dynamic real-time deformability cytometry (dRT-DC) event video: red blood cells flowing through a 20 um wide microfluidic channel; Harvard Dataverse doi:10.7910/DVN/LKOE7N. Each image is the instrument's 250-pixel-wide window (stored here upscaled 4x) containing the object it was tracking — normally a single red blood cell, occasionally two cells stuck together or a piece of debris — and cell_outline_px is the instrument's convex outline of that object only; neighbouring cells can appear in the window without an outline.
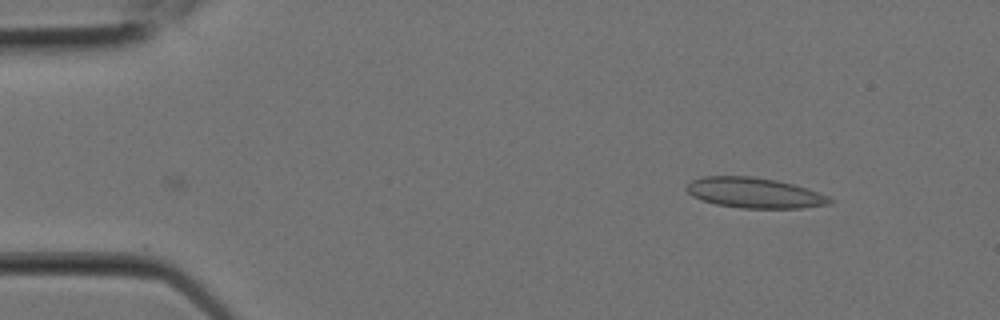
{"species": "Egyptian fruit bat (a non-hibernating species)", "species_latin": "Rousettus aegyptiacus", "temperature_condition": "room temperature", "stored_images_in_passage": 9, "camera_frame_rate_fps": 3000, "um_per_image_px": 0.085, "animal": {"sex": "female"}, "frame": {"image": 1, "passage_image": 9, "time_ms": 2.667, "image_size_px": [1000, 320], "cell_outline_px": [[832, 204], [800, 208], [740, 208], [716, 204], [692, 196], [684, 188], [692, 180], [704, 176], [752, 176], [776, 180], [808, 188], [828, 196], [832, 200]], "centroid_in_image_um": [64.13, 16.39], "position_along_channel_um": 20.9, "area_um2": 25.32}}